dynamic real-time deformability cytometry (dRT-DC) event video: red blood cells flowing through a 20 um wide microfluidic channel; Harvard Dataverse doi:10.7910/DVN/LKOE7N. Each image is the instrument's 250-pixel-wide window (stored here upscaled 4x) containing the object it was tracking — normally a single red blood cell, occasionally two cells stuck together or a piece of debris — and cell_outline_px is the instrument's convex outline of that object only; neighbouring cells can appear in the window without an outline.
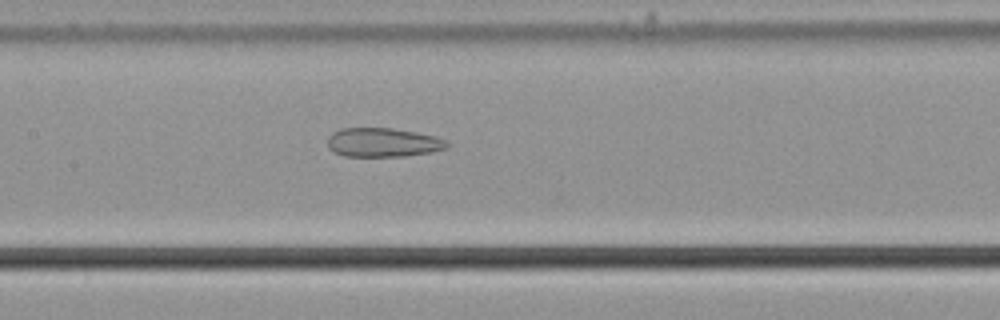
{"species": "common noctule bat (a hibernating species)", "species_latin": "Nyctalus noctula", "temperature_condition": "cold", "stored_images_in_passage": 40, "camera_frame_rate_fps": 3000, "um_per_image_px": 0.085, "animal": {"sex": "male", "body_mass_g": 21.5, "forearm_length_mm": 52.0}, "frame": {"image": 1, "passage_image": 16, "time_ms": 5.0, "image_size_px": [1000, 320], "cell_outline_px": [[448, 148], [432, 152], [404, 156], [344, 156], [332, 152], [328, 148], [328, 136], [332, 132], [340, 128], [392, 128], [416, 132], [436, 136], [444, 140], [448, 144]], "centroid_in_image_um": [32.52, 12.11], "position_along_channel_um": 174.9, "area_um2": 20.35}}
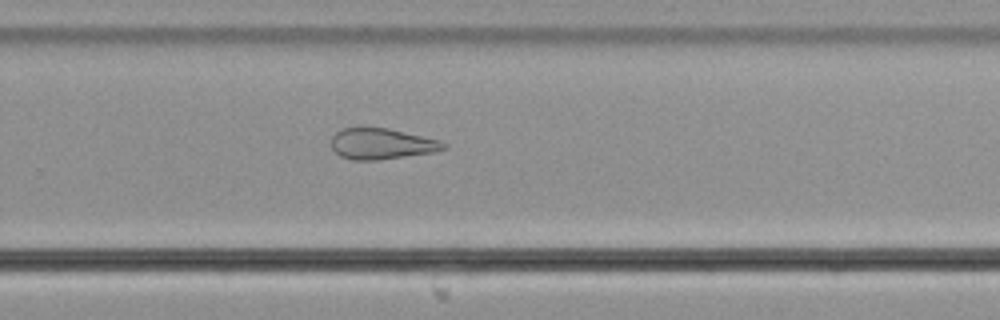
{"frame": {"image": 2, "passage_image": 26, "time_ms": 8.333, "image_size_px": [1000, 320], "cell_outline_px": [[448, 148], [432, 152], [380, 160], [352, 160], [340, 156], [332, 148], [332, 136], [336, 132], [344, 128], [388, 128], [440, 140], [448, 144]], "centroid_in_image_um": [32.46, 12.23], "position_along_channel_um": 297.3, "area_um2": 20.17}}
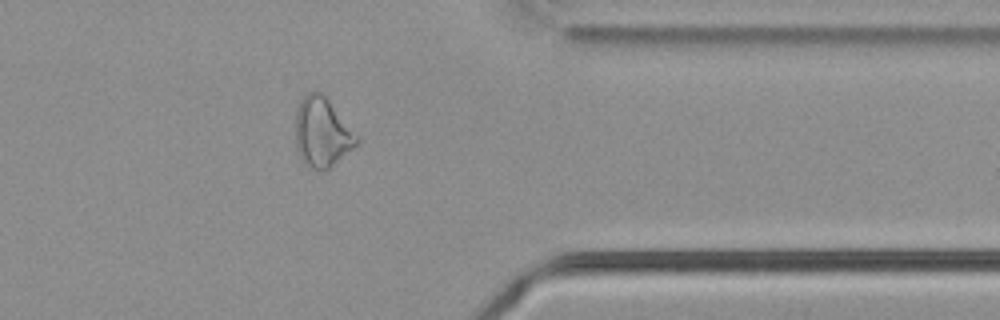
{"frame": {"image": 3, "passage_image": 34, "time_ms": 11.0, "image_size_px": [1000, 320], "cell_outline_px": [[360, 144], [328, 168], [320, 172], [304, 164], [296, 148], [296, 108], [300, 100], [308, 92], [316, 88], [328, 100], [360, 136]], "centroid_in_image_um": [27.4, 11.25], "position_along_channel_um": 384.0, "area_um2": 25.14}}